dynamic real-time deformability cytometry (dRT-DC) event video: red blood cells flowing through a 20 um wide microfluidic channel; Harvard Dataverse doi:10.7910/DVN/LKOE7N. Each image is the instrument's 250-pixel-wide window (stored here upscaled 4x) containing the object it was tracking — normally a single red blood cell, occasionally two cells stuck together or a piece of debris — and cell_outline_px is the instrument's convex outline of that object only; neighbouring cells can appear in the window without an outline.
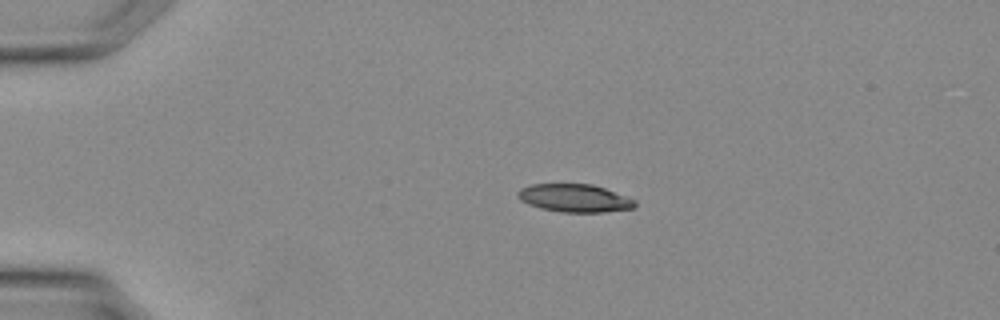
{"species": "Egyptian fruit bat (a non-hibernating species)", "species_latin": "Rousettus aegyptiacus", "temperature_condition": "warm", "stored_images_in_passage": 7, "camera_frame_rate_fps": 3000, "um_per_image_px": 0.085, "animal": {"sex": "female"}, "frame": {"image": 1, "passage_image": 1, "time_ms": 0.0, "image_size_px": [1000, 320], "cell_outline_px": [[636, 204], [632, 208], [604, 212], [560, 212], [540, 208], [528, 204], [520, 200], [516, 196], [516, 192], [520, 188], [532, 184], [592, 184], [604, 188], [636, 200]], "centroid_in_image_um": [48.79, 16.84], "position_along_channel_um": 36.2, "area_um2": 19.07}}
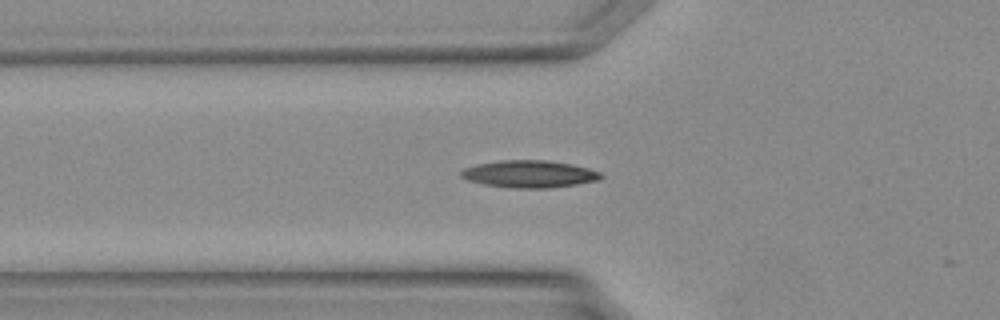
{"frame": {"image": 2, "passage_image": 6, "time_ms": 1.667, "image_size_px": [1000, 320], "cell_outline_px": [[604, 176], [596, 180], [576, 184], [548, 188], [508, 188], [484, 184], [468, 180], [460, 176], [460, 172], [464, 168], [476, 164], [500, 160], [544, 160], [572, 164], [588, 168], [600, 172]], "centroid_in_image_um": [44.96, 14.79], "position_along_channel_um": 80.8, "area_um2": 22.14}}